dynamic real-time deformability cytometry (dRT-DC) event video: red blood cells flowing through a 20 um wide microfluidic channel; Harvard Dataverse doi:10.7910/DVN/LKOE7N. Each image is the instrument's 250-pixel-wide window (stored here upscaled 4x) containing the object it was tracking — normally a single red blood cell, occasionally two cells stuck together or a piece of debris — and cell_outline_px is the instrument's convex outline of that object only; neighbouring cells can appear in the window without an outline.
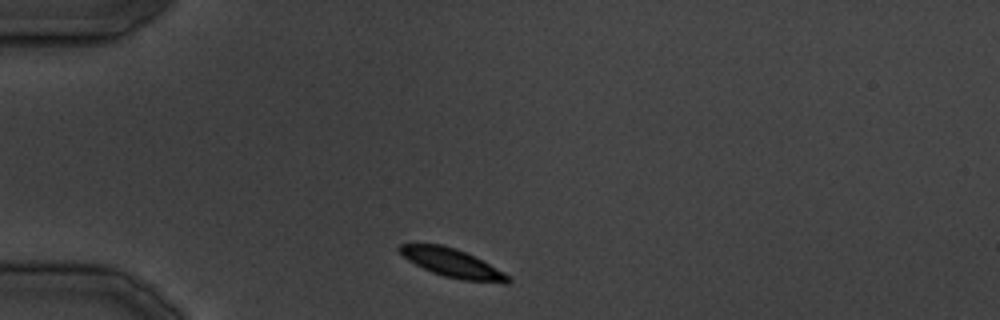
{"species": "common noctule bat (a hibernating species)", "species_latin": "Nyctalus noctula", "temperature_condition": "cold", "stored_images_in_passage": 28, "camera_frame_rate_fps": 3000, "um_per_image_px": 0.085, "animal": {"sex": "male", "body_mass_g": 19.5, "forearm_length_mm": 54.6}, "frame": {"image": 1, "passage_image": 1, "time_ms": 0.0, "image_size_px": [1000, 320], "cell_outline_px": [[512, 280], [508, 284], [504, 284], [464, 280], [444, 276], [432, 272], [408, 260], [396, 248], [400, 244], [444, 244], [456, 248], [512, 276]], "centroid_in_image_um": [38.48, 22.37], "position_along_channel_um": 46.5, "area_um2": 17.92}}
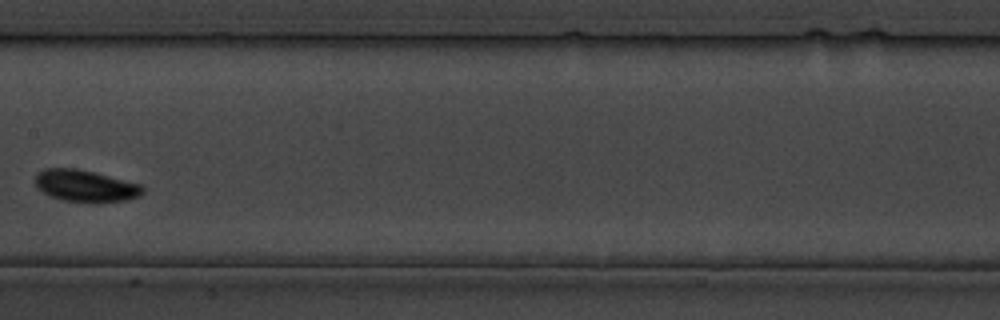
{"frame": {"image": 2, "passage_image": 11, "time_ms": 12.333, "image_size_px": [1000, 320], "cell_outline_px": [[144, 192], [140, 196], [128, 200], [96, 204], [88, 204], [64, 200], [48, 196], [36, 188], [36, 176], [44, 168], [76, 168], [96, 172], [140, 184], [144, 188]], "centroid_in_image_um": [7.29, 15.83], "position_along_channel_um": 200.1, "area_um2": 20.52}}
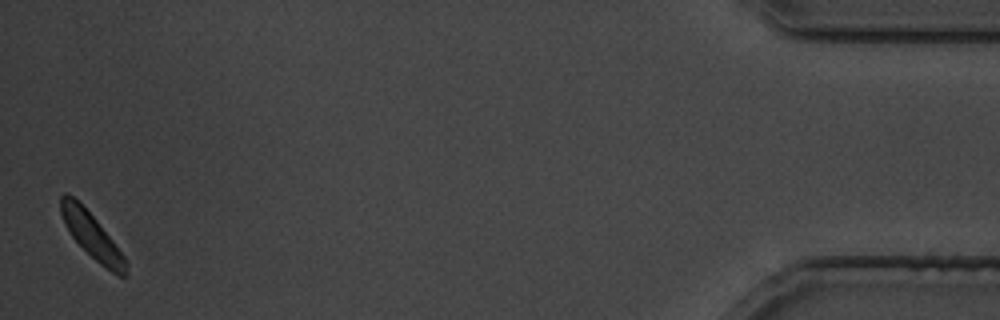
{"frame": {"image": 3, "passage_image": 28, "time_ms": 33.333, "image_size_px": [1000, 320], "cell_outline_px": [[128, 276], [120, 276], [112, 272], [100, 264], [72, 236], [60, 212], [60, 196], [64, 192], [68, 192], [96, 220], [112, 240], [124, 256], [128, 264]], "centroid_in_image_um": [7.83, 20.04], "position_along_channel_um": 427.4, "area_um2": 16.59}}